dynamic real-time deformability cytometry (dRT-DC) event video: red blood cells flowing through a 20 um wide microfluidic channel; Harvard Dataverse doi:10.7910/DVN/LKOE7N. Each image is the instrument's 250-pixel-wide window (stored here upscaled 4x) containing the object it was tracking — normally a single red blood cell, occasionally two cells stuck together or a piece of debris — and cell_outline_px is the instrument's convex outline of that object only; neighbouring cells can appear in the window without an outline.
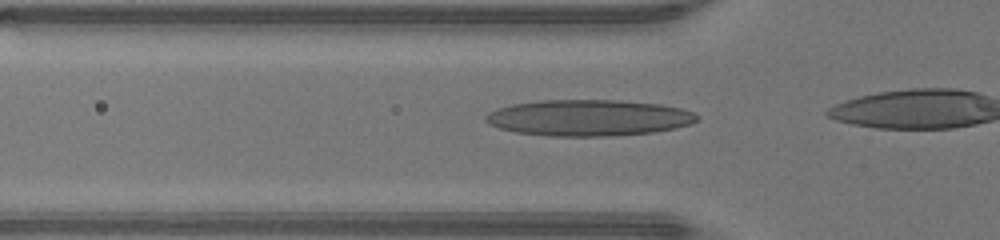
{"species": "human", "species_latin": "Homo sapiens", "temperature_condition": "warm", "stored_images_in_passage": 10, "camera_frame_rate_fps": 3000, "um_per_image_px": 0.085, "donor": {"sex": "male"}, "frame": {"image": 1, "passage_image": 6, "time_ms": 1.667, "image_size_px": [1000, 240], "cell_outline_px": [[700, 116], [692, 124], [676, 128], [652, 132], [612, 136], [548, 136], [516, 132], [500, 128], [488, 124], [484, 120], [484, 116], [488, 112], [496, 108], [512, 104], [540, 100], [620, 100], [660, 104], [680, 108], [692, 112]], "centroid_in_image_um": [50.01, 10.01], "position_along_channel_um": 75.8, "area_um2": 44.85}}
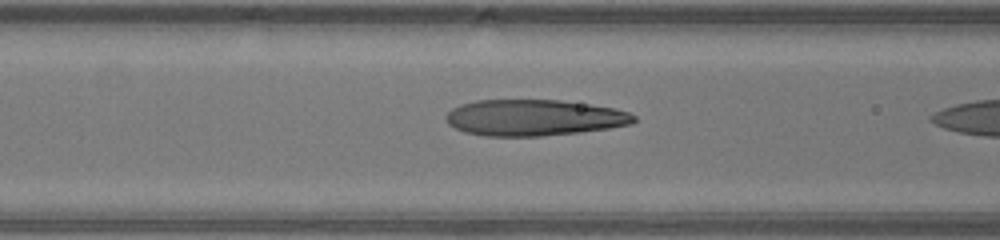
{"frame": {"image": 2, "passage_image": 9, "time_ms": 2.667, "image_size_px": [1000, 240], "cell_outline_px": [[636, 120], [632, 124], [608, 128], [580, 132], [540, 136], [484, 136], [464, 132], [448, 124], [444, 120], [444, 116], [452, 108], [460, 104], [476, 100], [560, 100], [616, 108], [628, 112], [636, 116]], "centroid_in_image_um": [45.36, 10.0], "position_along_channel_um": 121.2, "area_um2": 39.82}}